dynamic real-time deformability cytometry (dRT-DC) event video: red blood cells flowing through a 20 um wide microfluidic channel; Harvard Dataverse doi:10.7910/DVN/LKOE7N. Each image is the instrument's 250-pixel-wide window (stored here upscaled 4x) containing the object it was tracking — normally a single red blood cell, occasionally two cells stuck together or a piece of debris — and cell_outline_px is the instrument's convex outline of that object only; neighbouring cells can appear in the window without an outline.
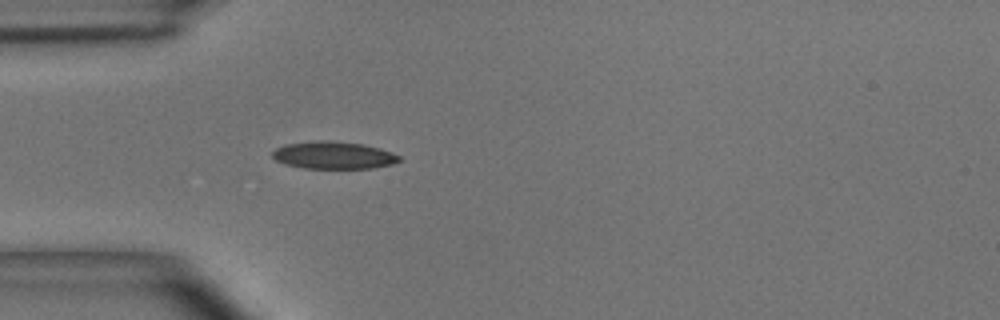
{"species": "common noctule bat (a hibernating species)", "species_latin": "Nyctalus noctula", "temperature_condition": "room temperature", "stored_images_in_passage": 1, "camera_frame_rate_fps": 3000, "um_per_image_px": 0.085, "animal": {"sex": "male", "body_mass_g": 15.6}, "frame": {"image": 1, "passage_image": 1, "time_ms": 0.0, "image_size_px": [1000, 320], "cell_outline_px": [[400, 160], [392, 164], [372, 168], [304, 168], [284, 164], [276, 160], [272, 156], [272, 152], [276, 148], [284, 144], [320, 140], [328, 140], [364, 144], [380, 148], [392, 152], [400, 156]], "centroid_in_image_um": [28.34, 13.19], "position_along_channel_um": 56.7, "area_um2": 20.29}}